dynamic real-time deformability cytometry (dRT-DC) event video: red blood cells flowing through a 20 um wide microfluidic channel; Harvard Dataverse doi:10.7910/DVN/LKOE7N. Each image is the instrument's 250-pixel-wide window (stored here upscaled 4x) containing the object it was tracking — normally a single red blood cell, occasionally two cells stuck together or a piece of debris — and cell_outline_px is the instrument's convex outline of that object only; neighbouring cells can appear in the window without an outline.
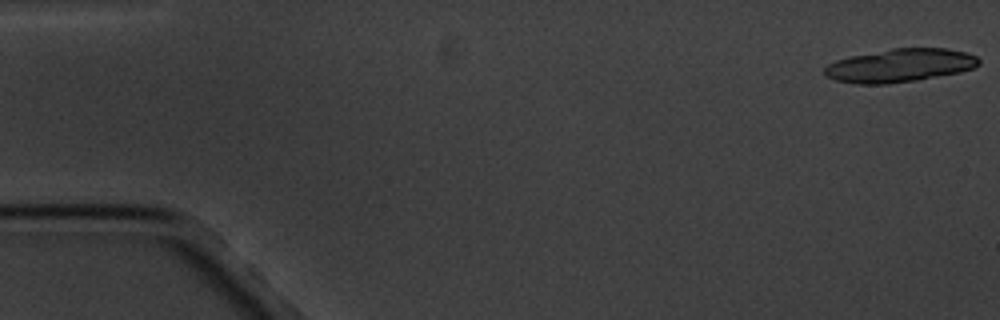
{"species": "common noctule bat (a hibernating species)", "species_latin": "Nyctalus noctula", "temperature_condition": "cold", "stored_images_in_passage": 7, "camera_frame_rate_fps": 3000, "um_per_image_px": 0.085, "animal": {"sex": "male", "body_mass_g": 20.1, "forearm_length_mm": 53.5}, "frame": {"image": 1, "passage_image": 1, "time_ms": 0.0, "image_size_px": [1000, 320], "cell_outline_px": [[980, 64], [972, 68], [960, 72], [916, 80], [888, 84], [856, 84], [836, 80], [824, 76], [824, 68], [828, 64], [836, 60], [852, 56], [892, 48], [948, 48], [964, 52], [976, 56], [980, 60]], "centroid_in_image_um": [76.48, 5.57], "position_along_channel_um": 8.5, "area_um2": 29.88}}
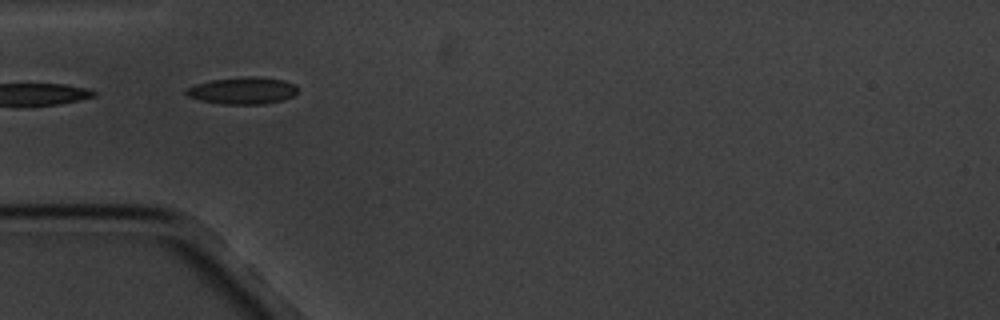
{"frame": {"image": 2, "passage_image": 6, "time_ms": 5.667, "image_size_px": [1000, 320], "cell_outline_px": [[296, 92], [292, 96], [284, 100], [264, 104], [224, 104], [200, 100], [188, 96], [184, 92], [188, 88], [196, 84], [212, 80], [240, 76], [256, 76], [284, 80], [296, 84]], "centroid_in_image_um": [20.64, 7.69], "position_along_channel_um": 64.4, "area_um2": 17.57}}
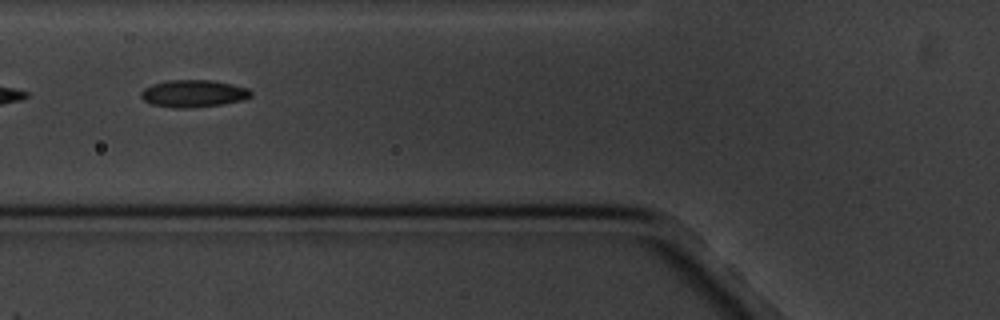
{"frame": {"image": 3, "passage_image": 7, "time_ms": 7.0, "image_size_px": [1000, 320], "cell_outline_px": [[252, 96], [244, 100], [220, 104], [188, 108], [172, 108], [152, 104], [144, 100], [140, 96], [140, 92], [144, 88], [152, 84], [168, 80], [212, 80], [232, 84], [248, 88], [252, 92]], "centroid_in_image_um": [16.44, 7.94], "position_along_channel_um": 109.4, "area_um2": 17.51}}